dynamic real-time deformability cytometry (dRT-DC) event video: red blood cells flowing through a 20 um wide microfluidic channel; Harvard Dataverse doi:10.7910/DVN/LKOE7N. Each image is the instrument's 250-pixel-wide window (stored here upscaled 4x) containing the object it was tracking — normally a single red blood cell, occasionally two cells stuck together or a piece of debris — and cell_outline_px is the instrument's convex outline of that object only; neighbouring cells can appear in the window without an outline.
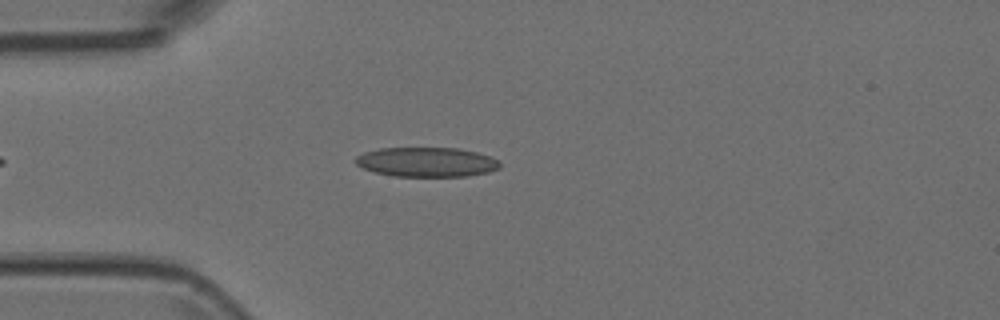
{"species": "Egyptian fruit bat (a non-hibernating species)", "species_latin": "Rousettus aegyptiacus", "temperature_condition": "room temperature", "stored_images_in_passage": 3, "camera_frame_rate_fps": 3000, "um_per_image_px": 0.085, "animal": {"sex": "female"}, "frame": {"image": 1, "passage_image": 2, "time_ms": 0.333, "image_size_px": [1000, 320], "cell_outline_px": [[500, 168], [488, 172], [468, 176], [392, 176], [376, 172], [364, 168], [356, 164], [356, 156], [364, 152], [380, 148], [460, 148], [492, 156], [500, 160]], "centroid_in_image_um": [36.31, 13.77], "position_along_channel_um": 48.7, "area_um2": 24.91}}